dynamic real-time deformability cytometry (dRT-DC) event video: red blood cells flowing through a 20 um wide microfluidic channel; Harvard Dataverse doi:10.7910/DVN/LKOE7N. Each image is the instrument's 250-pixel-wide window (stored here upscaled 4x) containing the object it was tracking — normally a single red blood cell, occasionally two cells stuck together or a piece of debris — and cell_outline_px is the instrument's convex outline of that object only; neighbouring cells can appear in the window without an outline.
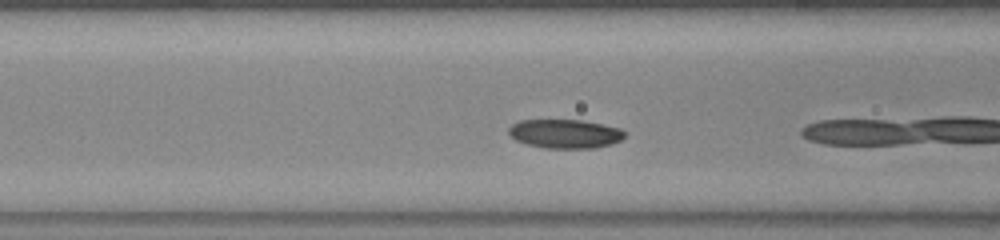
{"species": "common noctule bat (a hibernating species)", "species_latin": "Nyctalus noctula", "temperature_condition": "warm", "stored_images_in_passage": 6, "camera_frame_rate_fps": 3000, "um_per_image_px": 0.085, "animal": {"sex": "female", "body_mass_g": 23.0, "forearm_length_mm": 53.4}, "frame": {"image": 1, "passage_image": 4, "time_ms": 1.0, "image_size_px": [1000, 240], "cell_outline_px": [[624, 136], [620, 140], [612, 144], [596, 148], [544, 148], [528, 144], [516, 140], [508, 132], [508, 128], [512, 124], [520, 120], [580, 120], [620, 128], [624, 132]], "centroid_in_image_um": [48.01, 11.37], "position_along_channel_um": 118.6, "area_um2": 19.42}}